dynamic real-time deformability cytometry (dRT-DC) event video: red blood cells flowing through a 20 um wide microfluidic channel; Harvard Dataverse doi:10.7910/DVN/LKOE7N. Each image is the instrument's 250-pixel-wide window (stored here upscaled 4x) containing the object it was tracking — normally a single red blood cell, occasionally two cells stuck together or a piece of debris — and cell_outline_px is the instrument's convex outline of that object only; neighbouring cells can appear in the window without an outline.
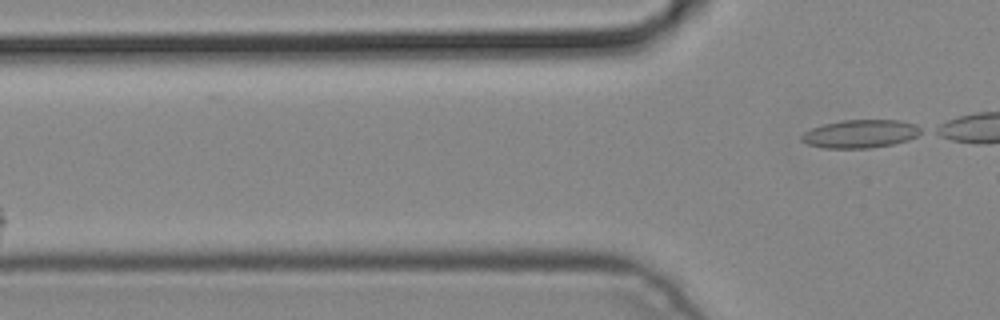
{"species": "common noctule bat (a hibernating species)", "species_latin": "Nyctalus noctula", "temperature_condition": "cold", "stored_images_in_passage": 7, "segment_of_instrument_passage": [2, 2], "camera_frame_rate_fps": 3000, "um_per_image_px": 0.085, "animal": {"sex": "male", "body_mass_g": 19.2, "forearm_length_mm": 51.8}, "frame": {"image": 1, "passage_image": 7, "time_ms": 2.0, "image_size_px": [1000, 320], "cell_outline_px": [[924, 132], [908, 140], [892, 144], [868, 148], [824, 148], [808, 144], [800, 140], [800, 136], [804, 132], [812, 128], [824, 124], [844, 120], [900, 120], [916, 124], [924, 128]], "centroid_in_image_um": [73.17, 11.37], "position_along_channel_um": 52.6, "area_um2": 19.71}}